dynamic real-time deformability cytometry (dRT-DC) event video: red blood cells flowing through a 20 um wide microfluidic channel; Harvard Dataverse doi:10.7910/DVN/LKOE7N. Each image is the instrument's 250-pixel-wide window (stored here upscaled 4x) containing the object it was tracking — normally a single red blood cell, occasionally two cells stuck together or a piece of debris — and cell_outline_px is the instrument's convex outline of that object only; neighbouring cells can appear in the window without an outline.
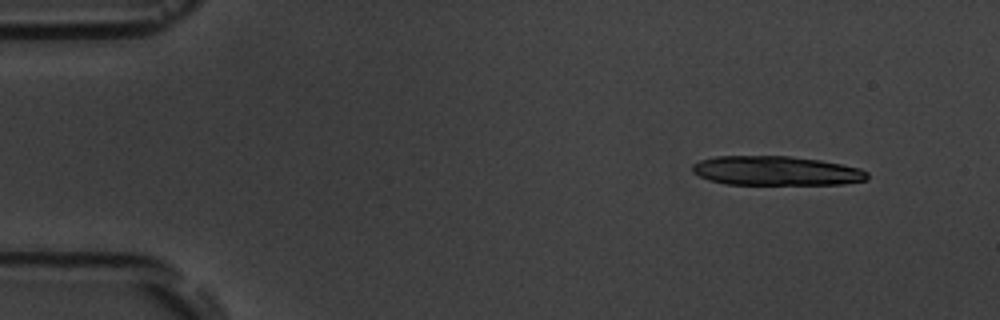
{"species": "common noctule bat (a hibernating species)", "species_latin": "Nyctalus noctula", "temperature_condition": "room temperature", "stored_images_in_passage": 14, "camera_frame_rate_fps": 3000, "um_per_image_px": 0.085, "animal": {"sex": "male", "body_mass_g": 19.5, "forearm_length_mm": 54.6}, "frame": {"image": 1, "passage_image": 1, "time_ms": 0.0, "image_size_px": [1000, 320], "cell_outline_px": [[868, 180], [844, 184], [724, 184], [708, 180], [692, 172], [692, 164], [700, 160], [716, 156], [792, 156], [820, 160], [860, 168], [868, 172]], "centroid_in_image_um": [65.97, 14.52], "position_along_channel_um": 19.0, "area_um2": 30.0}}
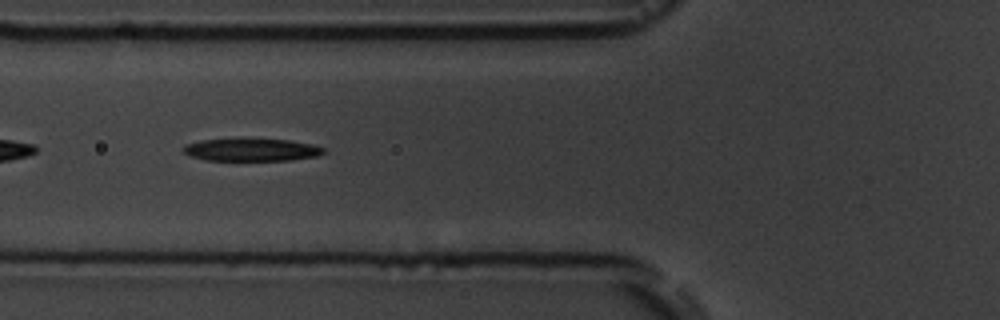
{"frame": {"image": 2, "passage_image": 5, "time_ms": 5.333, "image_size_px": [1000, 320], "cell_outline_px": [[324, 152], [316, 156], [292, 160], [204, 160], [188, 156], [180, 148], [184, 144], [200, 140], [240, 136], [288, 140], [312, 144], [324, 148]], "centroid_in_image_um": [21.26, 12.69], "position_along_channel_um": 104.5, "area_um2": 19.42}}
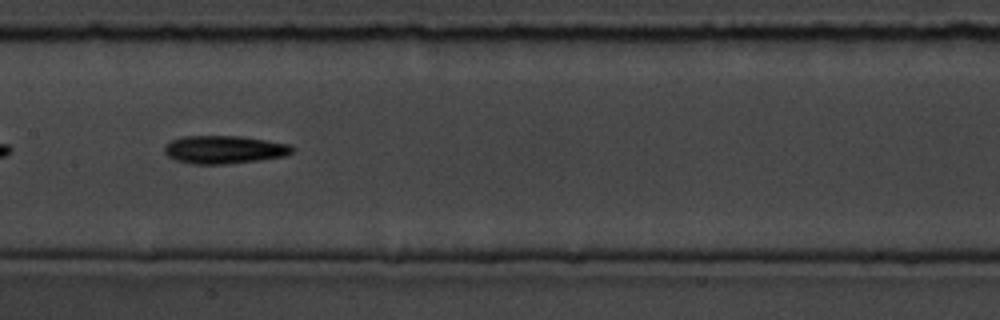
{"frame": {"image": 3, "passage_image": 7, "time_ms": 7.667, "image_size_px": [1000, 320], "cell_outline_px": [[296, 148], [292, 152], [284, 156], [260, 160], [224, 164], [192, 164], [176, 160], [168, 156], [164, 152], [164, 144], [172, 140], [184, 136], [240, 136], [288, 144]], "centroid_in_image_um": [19.03, 12.72], "position_along_channel_um": 188.4, "area_um2": 20.81}, "authors_computed_cell_mechanics": {"area_um2": 19.8832, "velocity_mm_per_s": 3.5929, "shape_relaxation_time_tau1_ms": 2.5147, "shape_relaxation_time_tau2_ms": null, "deformation_change_tau1": 0.1176, "deformation_change_tau2": null}}